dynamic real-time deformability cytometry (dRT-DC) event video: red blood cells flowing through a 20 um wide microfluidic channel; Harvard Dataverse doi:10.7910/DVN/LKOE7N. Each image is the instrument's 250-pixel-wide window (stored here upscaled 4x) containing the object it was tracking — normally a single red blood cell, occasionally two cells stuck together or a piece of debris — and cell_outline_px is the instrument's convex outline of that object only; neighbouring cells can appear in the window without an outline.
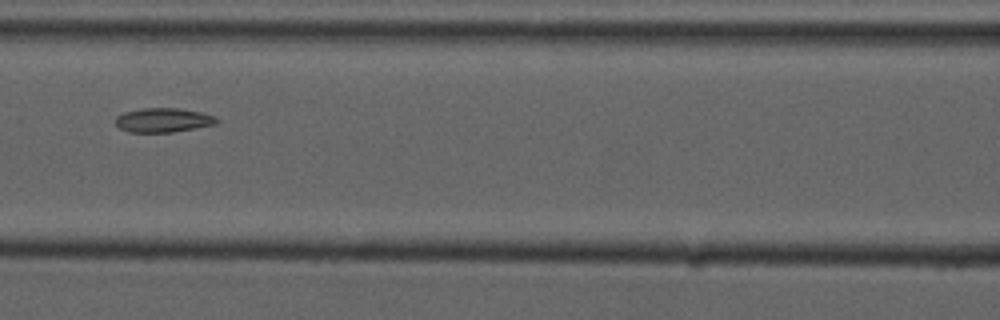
{"species": "common noctule bat (a hibernating species)", "species_latin": "Nyctalus noctula", "temperature_condition": "cold", "stored_images_in_passage": 8, "camera_frame_rate_fps": 3000, "um_per_image_px": 0.085, "animal": {"sex": "male", "forearm_length_mm": 52.5}, "frame": {"image": 1, "passage_image": 7, "time_ms": 7.0, "image_size_px": [1000, 320], "cell_outline_px": [[220, 120], [216, 124], [196, 128], [172, 132], [128, 132], [120, 128], [116, 124], [116, 116], [124, 112], [144, 108], [176, 108], [200, 112], [216, 116]], "centroid_in_image_um": [13.89, 10.21], "position_along_channel_um": 152.7, "area_um2": 14.28}}
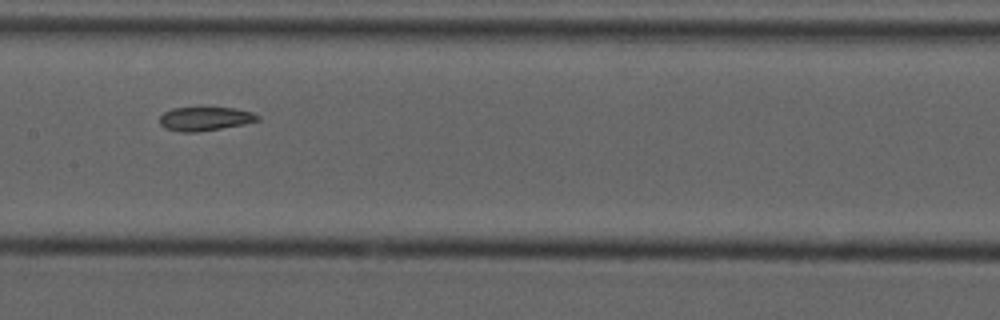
{"frame": {"image": 2, "passage_image": 8, "time_ms": 8.0, "image_size_px": [1000, 320], "cell_outline_px": [[260, 120], [244, 124], [196, 132], [180, 132], [164, 128], [160, 124], [160, 116], [164, 112], [172, 108], [236, 108], [252, 112], [260, 116]], "centroid_in_image_um": [17.43, 10.1], "position_along_channel_um": 190.0, "area_um2": 13.53}}